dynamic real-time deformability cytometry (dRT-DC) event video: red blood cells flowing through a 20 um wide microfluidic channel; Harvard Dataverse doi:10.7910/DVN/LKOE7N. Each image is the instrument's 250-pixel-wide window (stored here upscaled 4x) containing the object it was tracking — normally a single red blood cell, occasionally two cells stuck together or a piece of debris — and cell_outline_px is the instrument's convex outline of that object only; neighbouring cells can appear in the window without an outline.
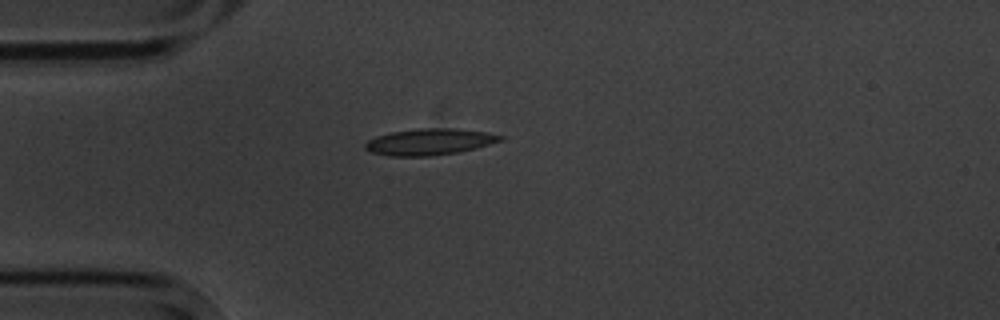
{"species": "common noctule bat (a hibernating species)", "species_latin": "Nyctalus noctula", "temperature_condition": "cold", "stored_images_in_passage": 1, "camera_frame_rate_fps": 3000, "um_per_image_px": 0.085, "animal": {"sex": "male", "body_mass_g": 20.1, "forearm_length_mm": 53.5}, "frame": {"image": 1, "passage_image": 1, "time_ms": 0.0, "image_size_px": [1000, 320], "cell_outline_px": [[504, 140], [476, 148], [456, 152], [428, 156], [388, 156], [372, 152], [364, 148], [364, 144], [368, 140], [376, 136], [392, 132], [416, 128], [456, 128], [484, 132], [504, 136]], "centroid_in_image_um": [36.5, 12.05], "position_along_channel_um": 48.5, "area_um2": 20.75}}